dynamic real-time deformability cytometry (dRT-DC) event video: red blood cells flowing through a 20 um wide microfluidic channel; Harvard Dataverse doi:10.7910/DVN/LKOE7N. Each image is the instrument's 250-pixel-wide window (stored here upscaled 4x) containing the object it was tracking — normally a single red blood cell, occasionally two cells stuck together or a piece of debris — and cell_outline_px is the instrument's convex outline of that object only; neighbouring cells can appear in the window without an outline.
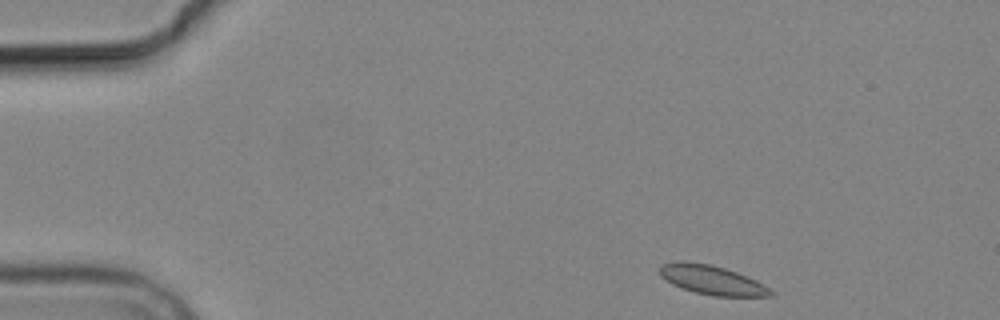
{"species": "common noctule bat (a hibernating species)", "species_latin": "Nyctalus noctula", "temperature_condition": "cold", "stored_images_in_passage": 3, "camera_frame_rate_fps": 3000, "um_per_image_px": 0.085, "animal": {"sex": "male", "body_mass_g": 19.2, "forearm_length_mm": 51.8}, "frame": {"image": 1, "passage_image": 1, "time_ms": 0.0, "image_size_px": [1000, 320], "cell_outline_px": [[776, 296], [712, 296], [696, 292], [672, 284], [660, 276], [660, 268], [664, 264], [676, 260], [684, 260], [708, 264], [724, 268], [736, 272], [756, 280], [764, 284], [776, 292]], "centroid_in_image_um": [60.55, 23.8], "position_along_channel_um": 24.4, "area_um2": 18.9}}
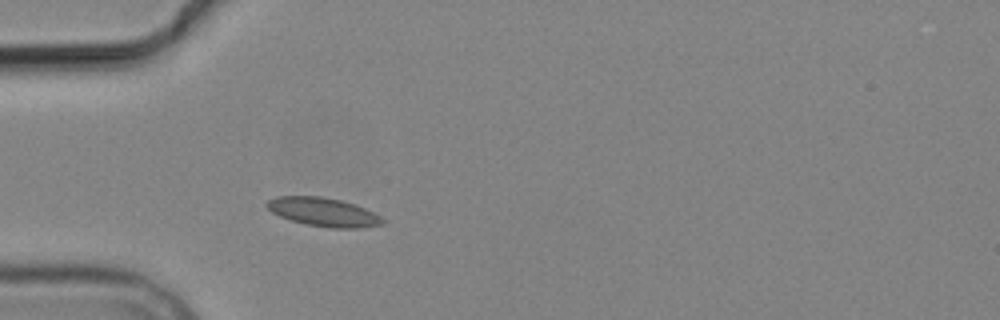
{"frame": {"image": 2, "passage_image": 3, "time_ms": 3.0, "image_size_px": [1000, 320], "cell_outline_px": [[384, 224], [360, 228], [332, 228], [304, 224], [280, 216], [272, 212], [264, 204], [268, 200], [276, 196], [320, 196], [340, 200], [356, 204], [380, 216], [384, 220]], "centroid_in_image_um": [27.48, 18.02], "position_along_channel_um": 57.5, "area_um2": 19.31}}